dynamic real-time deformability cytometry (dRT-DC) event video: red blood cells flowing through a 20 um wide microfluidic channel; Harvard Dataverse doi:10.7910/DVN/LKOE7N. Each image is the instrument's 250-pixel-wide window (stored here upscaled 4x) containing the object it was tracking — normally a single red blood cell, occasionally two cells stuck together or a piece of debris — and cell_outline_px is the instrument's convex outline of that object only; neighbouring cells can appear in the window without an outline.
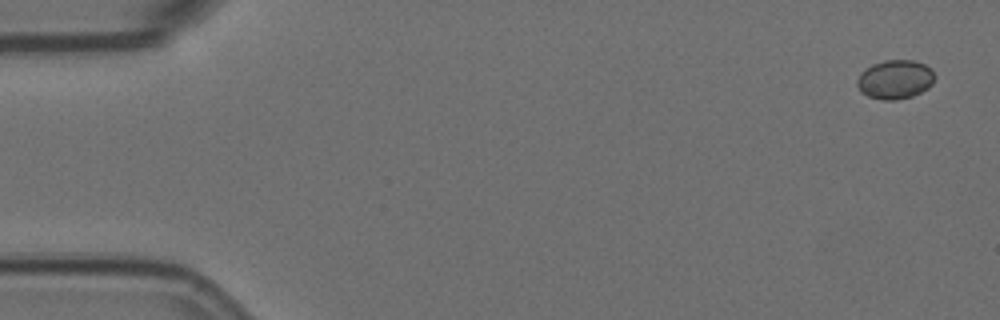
{"species": "Egyptian fruit bat (a non-hibernating species)", "species_latin": "Rousettus aegyptiacus", "temperature_condition": "room temperature", "stored_images_in_passage": 10, "camera_frame_rate_fps": 3000, "um_per_image_px": 0.085, "animal": {"sex": "female"}, "frame": {"image": 1, "passage_image": 1, "time_ms": 0.0, "image_size_px": [1000, 320], "cell_outline_px": [[936, 76], [932, 84], [928, 88], [912, 96], [896, 100], [884, 100], [868, 96], [860, 92], [856, 84], [856, 80], [860, 72], [872, 64], [884, 60], [912, 60], [924, 64], [932, 68]], "centroid_in_image_um": [76.07, 6.75], "position_along_channel_um": 8.9, "area_um2": 17.86}}
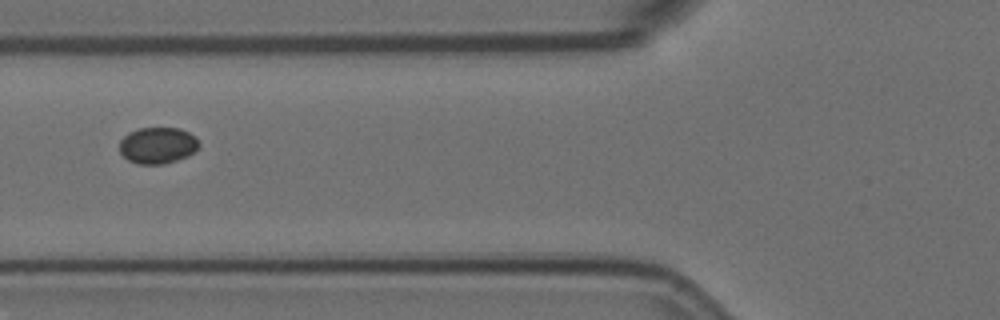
{"frame": {"image": 2, "passage_image": 6, "time_ms": 1.667, "image_size_px": [1000, 320], "cell_outline_px": [[200, 144], [188, 156], [164, 164], [136, 164], [128, 160], [120, 152], [120, 140], [128, 132], [140, 128], [180, 128], [196, 136]], "centroid_in_image_um": [13.39, 12.35], "position_along_channel_um": 112.4, "area_um2": 16.88}}
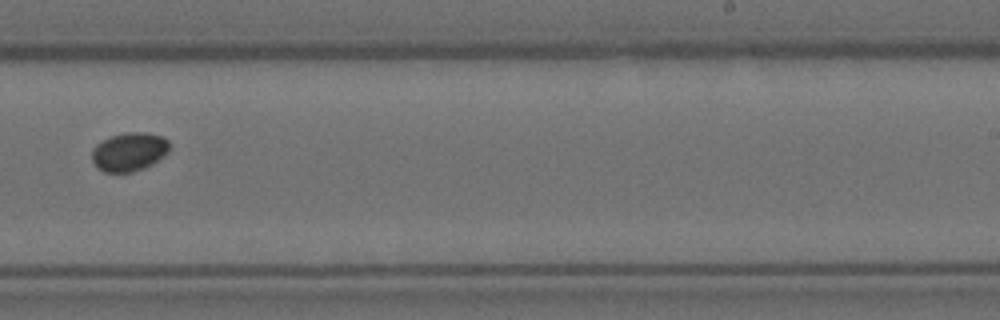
{"frame": {"image": 3, "passage_image": 10, "time_ms": 3.0, "image_size_px": [1000, 320], "cell_outline_px": [[168, 152], [164, 156], [152, 164], [144, 168], [132, 172], [104, 172], [92, 160], [92, 148], [96, 144], [112, 136], [124, 132], [148, 132], [164, 136], [168, 140]], "centroid_in_image_um": [11.0, 12.88], "position_along_channel_um": 278.0, "area_um2": 17.46}}